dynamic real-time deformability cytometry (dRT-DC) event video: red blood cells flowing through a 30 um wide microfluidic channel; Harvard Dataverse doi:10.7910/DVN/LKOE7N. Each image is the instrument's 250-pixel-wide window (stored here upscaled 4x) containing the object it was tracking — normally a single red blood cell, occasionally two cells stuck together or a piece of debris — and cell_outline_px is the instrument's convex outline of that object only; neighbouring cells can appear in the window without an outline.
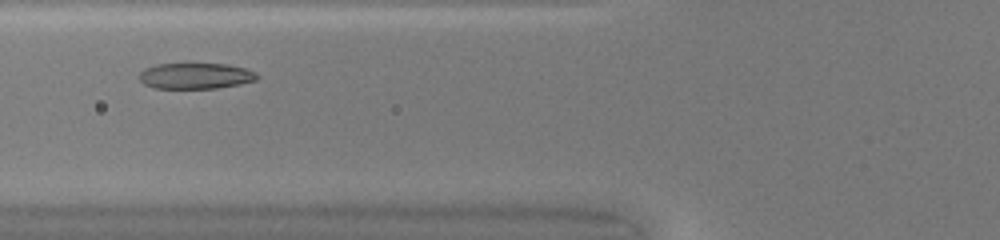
{"species": "common noctule bat (a hibernating species)", "species_latin": "Nyctalus noctula", "temperature_condition": "warm", "stored_images_in_passage": 27, "camera_frame_rate_fps": 3000, "um_per_image_px": 0.085, "animal": {"sex": "female", "body_mass_g": 20.0, "forearm_length_mm": 54.0}, "frame": {"image": 1, "passage_image": 6, "time_ms": 1.667, "image_size_px": [1000, 240], "cell_outline_px": [[260, 76], [256, 80], [240, 84], [216, 88], [152, 88], [144, 84], [140, 80], [140, 72], [144, 68], [156, 64], [228, 64], [244, 68], [256, 72]], "centroid_in_image_um": [16.63, 6.45], "position_along_channel_um": 109.2, "area_um2": 17.8}}
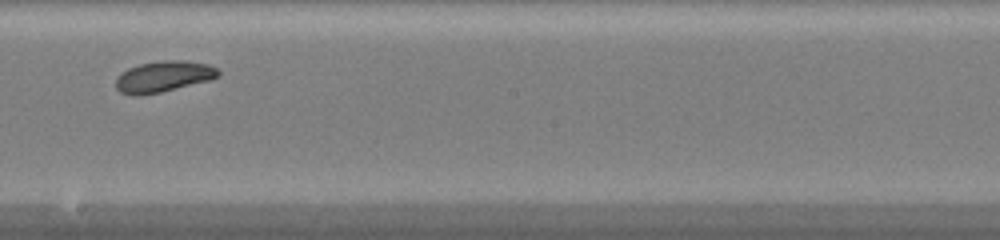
{"frame": {"image": 2, "passage_image": 15, "time_ms": 4.667, "image_size_px": [1000, 240], "cell_outline_px": [[220, 76], [208, 80], [160, 92], [140, 96], [132, 96], [120, 92], [116, 88], [116, 76], [128, 68], [140, 64], [164, 60], [184, 60], [208, 64], [216, 68], [220, 72]], "centroid_in_image_um": [13.86, 6.51], "position_along_channel_um": 234.3, "area_um2": 18.5}}
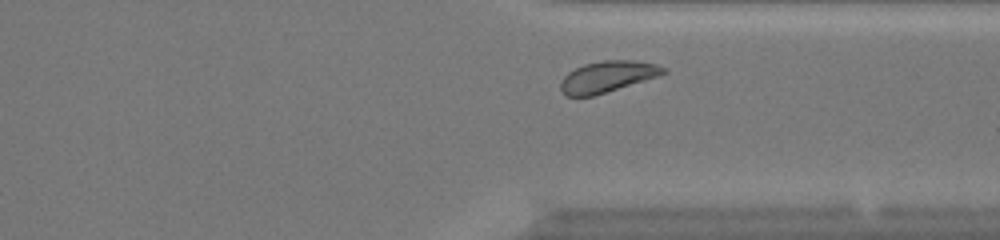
{"frame": {"image": 3, "passage_image": 24, "time_ms": 7.667, "image_size_px": [1000, 240], "cell_outline_px": [[668, 72], [660, 76], [592, 96], [568, 96], [560, 88], [560, 84], [564, 76], [568, 72], [584, 64], [604, 60], [632, 60], [656, 64], [668, 68]], "centroid_in_image_um": [51.68, 6.5], "position_along_channel_um": 359.7, "area_um2": 18.61}, "authors_computed_cell_mechanics": {"area_um2": 18.496, "velocity_mm_per_s": 4.182, "shape_relaxation_time_tau1_ms": 1.5114, "shape_relaxation_time_tau2_ms": 2.8884, "deformation_change_tau1": 0.1019, "deformation_change_tau2": 0.0775}}